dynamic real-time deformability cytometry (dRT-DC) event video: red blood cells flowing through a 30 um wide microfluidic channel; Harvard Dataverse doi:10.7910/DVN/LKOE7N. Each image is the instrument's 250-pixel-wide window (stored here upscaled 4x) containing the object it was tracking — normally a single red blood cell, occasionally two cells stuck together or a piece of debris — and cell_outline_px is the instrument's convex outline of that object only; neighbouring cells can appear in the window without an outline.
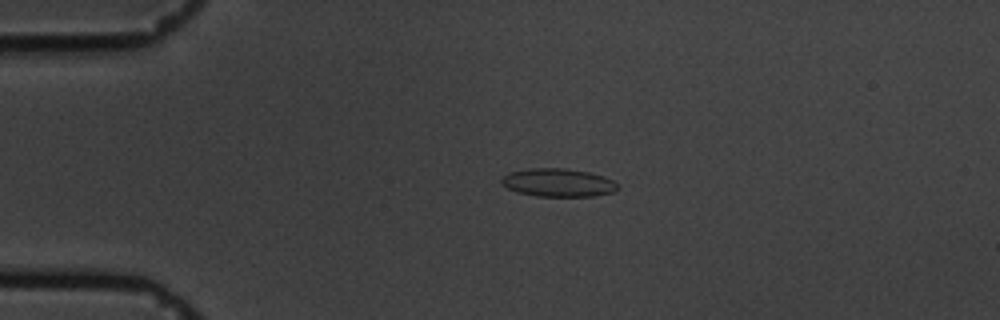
{"species": "common noctule bat (a hibernating species)", "species_latin": "Nyctalus noctula", "temperature_condition": "cold", "stored_images_in_passage": 48, "camera_frame_rate_fps": 3000, "um_per_image_px": 0.085, "animal": {"sex": "male", "body_mass_g": 19.5, "forearm_length_mm": 54.6}, "frame": {"image": 1, "passage_image": 2, "time_ms": 0.333, "image_size_px": [1000, 320], "cell_outline_px": [[620, 188], [612, 192], [596, 196], [536, 196], [516, 192], [508, 188], [500, 180], [508, 172], [528, 168], [564, 168], [588, 172], [604, 176], [612, 180]], "centroid_in_image_um": [47.44, 15.52], "position_along_channel_um": 37.6, "area_um2": 19.07}}
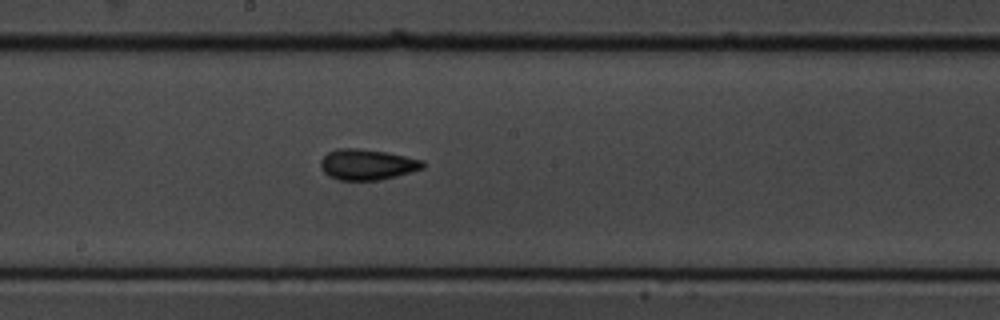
{"frame": {"image": 2, "passage_image": 21, "time_ms": 6.667, "image_size_px": [1000, 320], "cell_outline_px": [[424, 168], [396, 176], [380, 180], [340, 180], [328, 176], [320, 168], [320, 160], [328, 152], [336, 148], [352, 148], [384, 152], [424, 160]], "centroid_in_image_um": [31.18, 13.99], "position_along_channel_um": 217.0, "area_um2": 18.21}}
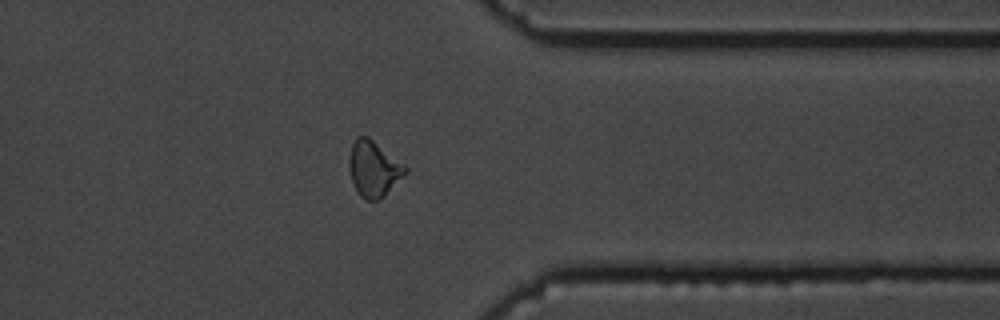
{"frame": {"image": 3, "passage_image": 36, "time_ms": 11.667, "image_size_px": [1000, 320], "cell_outline_px": [[408, 172], [380, 200], [368, 200], [360, 196], [352, 180], [348, 164], [352, 144], [356, 136], [368, 136], [404, 164], [408, 168]], "centroid_in_image_um": [31.78, 14.34], "position_along_channel_um": 379.6, "area_um2": 18.15}, "authors_computed_cell_mechanics": {"area_um2": 17.8313, "velocity_mm_per_s": 3.383, "shape_relaxation_time_tau1_ms": 7.1446, "shape_relaxation_time_tau2_ms": 1.752, "deformation_change_tau1": 0.1676, "deformation_change_tau2": 0.0803}}